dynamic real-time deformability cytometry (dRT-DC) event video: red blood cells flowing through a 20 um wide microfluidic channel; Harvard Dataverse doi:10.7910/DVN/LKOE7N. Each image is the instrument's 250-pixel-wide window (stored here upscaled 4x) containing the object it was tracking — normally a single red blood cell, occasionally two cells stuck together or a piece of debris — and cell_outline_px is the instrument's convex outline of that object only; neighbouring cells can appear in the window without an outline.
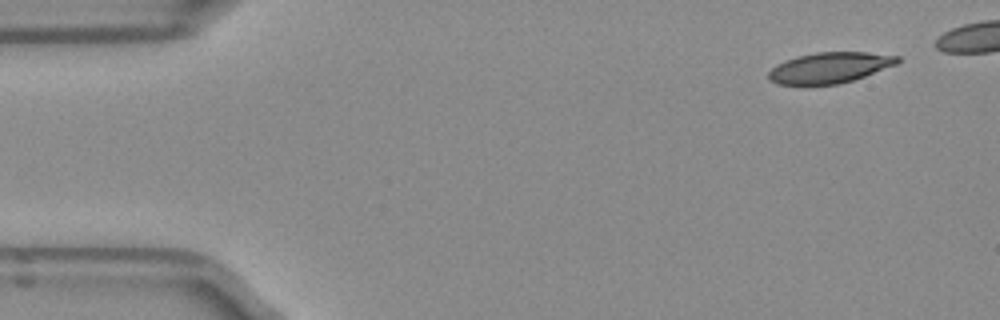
{"species": "Egyptian fruit bat (a non-hibernating species)", "species_latin": "Rousettus aegyptiacus", "temperature_condition": "room temperature", "stored_images_in_passage": 26, "camera_frame_rate_fps": 3000, "um_per_image_px": 0.085, "frame": {"image": 1, "passage_image": 1, "time_ms": 0.0, "image_size_px": [1000, 320], "cell_outline_px": [[900, 60], [896, 64], [864, 76], [852, 80], [836, 84], [776, 84], [768, 76], [768, 72], [776, 64], [784, 60], [796, 56], [816, 52], [868, 52], [900, 56]], "centroid_in_image_um": [70.51, 5.73], "position_along_channel_um": 14.5, "area_um2": 22.89}}
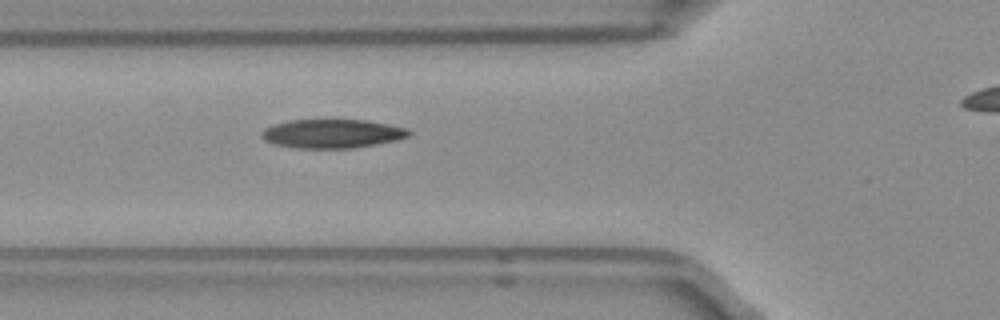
{"frame": {"image": 2, "passage_image": 15, "time_ms": 4.667, "image_size_px": [1000, 320], "cell_outline_px": [[412, 132], [408, 136], [396, 140], [376, 144], [352, 148], [296, 148], [272, 144], [264, 140], [260, 136], [260, 132], [264, 128], [272, 124], [288, 120], [368, 120], [408, 128]], "centroid_in_image_um": [28.19, 11.36], "position_along_channel_um": 97.6, "area_um2": 24.97}}
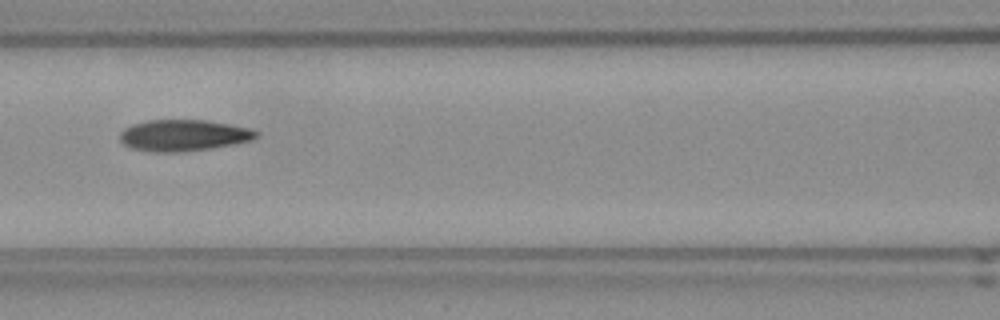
{"frame": {"image": 3, "passage_image": 19, "time_ms": 6.0, "image_size_px": [1000, 320], "cell_outline_px": [[260, 136], [252, 140], [232, 144], [208, 148], [176, 152], [156, 152], [132, 148], [124, 144], [120, 140], [120, 132], [124, 128], [132, 124], [148, 120], [204, 120], [252, 128], [260, 132]], "centroid_in_image_um": [15.62, 11.49], "position_along_channel_um": 151.0, "area_um2": 24.8}}